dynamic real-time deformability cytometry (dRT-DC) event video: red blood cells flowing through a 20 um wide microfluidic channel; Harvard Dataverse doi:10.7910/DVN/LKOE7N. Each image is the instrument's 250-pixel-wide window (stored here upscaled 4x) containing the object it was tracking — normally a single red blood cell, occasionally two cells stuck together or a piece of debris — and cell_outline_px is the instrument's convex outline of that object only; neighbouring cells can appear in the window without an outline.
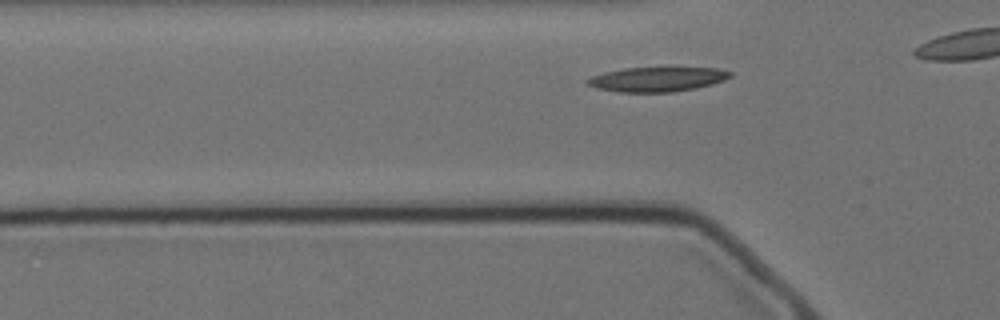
{"species": "Egyptian fruit bat (a non-hibernating species)", "species_latin": "Rousettus aegyptiacus", "temperature_condition": "cold", "stored_images_in_passage": 32, "camera_frame_rate_fps": 3000, "um_per_image_px": 0.085, "animal": {"sex": "female"}, "frame": {"image": 1, "passage_image": 5, "time_ms": 1.333, "image_size_px": [1000, 320], "cell_outline_px": [[732, 76], [724, 80], [712, 84], [696, 88], [672, 92], [620, 92], [596, 88], [588, 84], [584, 80], [592, 76], [604, 72], [624, 68], [716, 68], [732, 72]], "centroid_in_image_um": [55.85, 6.74], "position_along_channel_um": 70.0, "area_um2": 20.35}}
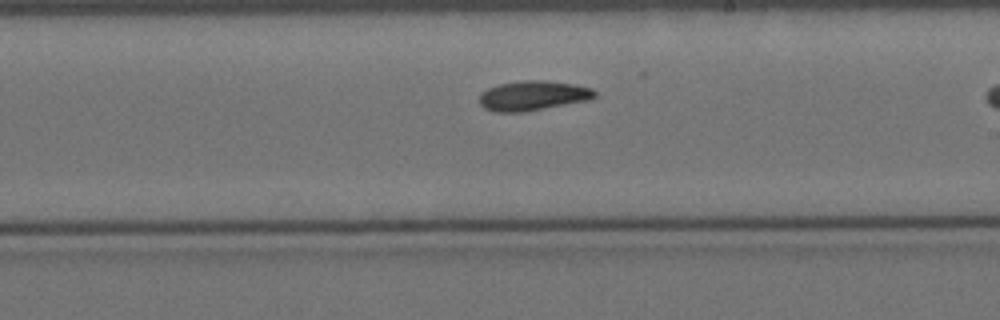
{"frame": {"image": 2, "passage_image": 20, "time_ms": 6.333, "image_size_px": [1000, 320], "cell_outline_px": [[596, 96], [592, 100], [524, 112], [496, 112], [484, 108], [480, 104], [480, 92], [488, 88], [500, 84], [520, 80], [544, 80], [576, 84], [592, 88], [596, 92]], "centroid_in_image_um": [45.33, 8.13], "position_along_channel_um": 243.7, "area_um2": 20.29}}
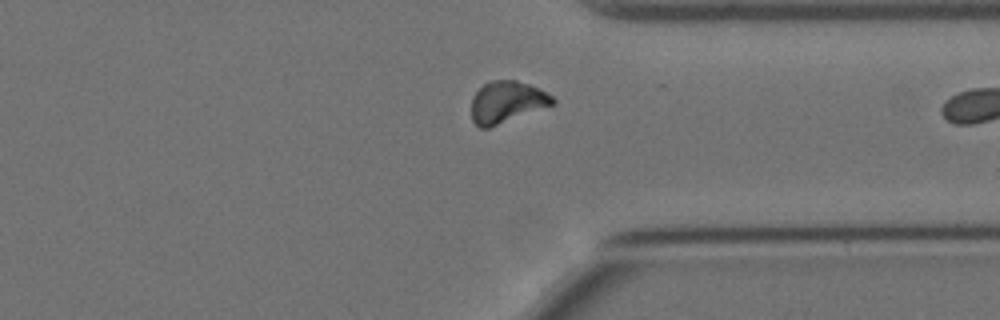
{"frame": {"image": 3, "passage_image": 31, "time_ms": 10.0, "image_size_px": [1000, 320], "cell_outline_px": [[556, 104], [488, 128], [480, 128], [472, 120], [472, 96], [484, 84], [492, 80], [516, 80], [528, 84], [552, 96], [556, 100]], "centroid_in_image_um": [43.08, 8.68], "position_along_channel_um": 368.3, "area_um2": 19.59}}